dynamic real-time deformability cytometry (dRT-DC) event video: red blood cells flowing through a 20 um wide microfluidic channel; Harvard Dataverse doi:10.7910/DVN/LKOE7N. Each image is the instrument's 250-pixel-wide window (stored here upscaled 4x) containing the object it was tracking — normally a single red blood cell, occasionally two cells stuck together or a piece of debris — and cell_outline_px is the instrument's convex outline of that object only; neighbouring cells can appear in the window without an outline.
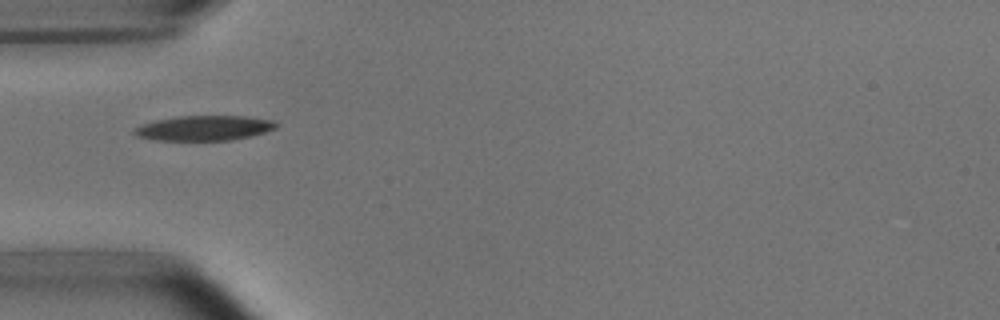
{"species": "common noctule bat (a hibernating species)", "species_latin": "Nyctalus noctula", "temperature_condition": "room temperature", "stored_images_in_passage": 4, "camera_frame_rate_fps": 3000, "um_per_image_px": 0.085, "animal": {"sex": "male", "body_mass_g": 15.6}, "frame": {"image": 1, "passage_image": 1, "time_ms": 0.0, "image_size_px": [1000, 320], "cell_outline_px": [[280, 124], [276, 128], [264, 132], [232, 140], [156, 140], [136, 136], [132, 132], [132, 128], [140, 124], [156, 120], [176, 116], [244, 116], [272, 120]], "centroid_in_image_um": [17.3, 10.88], "position_along_channel_um": 67.7, "area_um2": 20.69}}
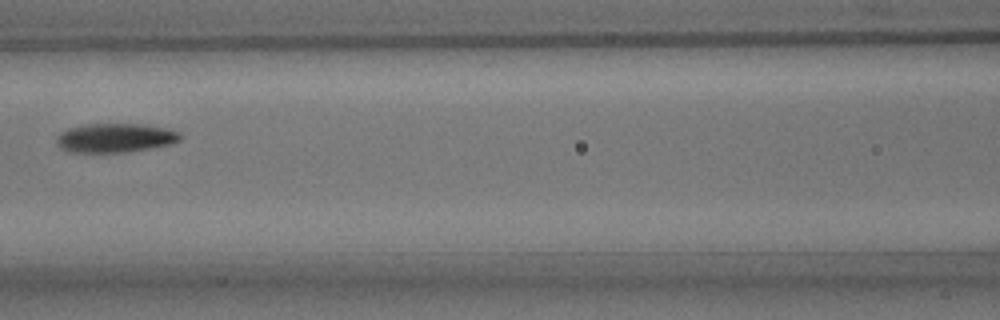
{"frame": {"image": 2, "passage_image": 3, "time_ms": 0.667, "image_size_px": [1000, 320], "cell_outline_px": [[184, 136], [180, 140], [172, 144], [124, 152], [68, 152], [56, 144], [56, 140], [60, 132], [68, 128], [88, 124], [148, 124], [168, 128], [180, 132]], "centroid_in_image_um": [9.83, 11.71], "position_along_channel_um": 156.8, "area_um2": 21.1}}
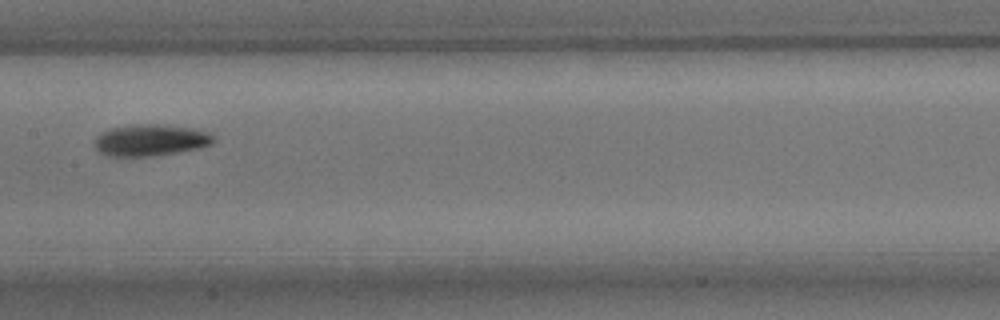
{"frame": {"image": 3, "passage_image": 4, "time_ms": 1.0, "image_size_px": [1000, 320], "cell_outline_px": [[216, 140], [212, 144], [200, 148], [152, 156], [108, 156], [100, 152], [96, 148], [96, 136], [100, 132], [112, 128], [132, 124], [164, 124], [192, 128], [208, 132]], "centroid_in_image_um": [12.81, 11.9], "position_along_channel_um": 194.6, "area_um2": 21.91}}